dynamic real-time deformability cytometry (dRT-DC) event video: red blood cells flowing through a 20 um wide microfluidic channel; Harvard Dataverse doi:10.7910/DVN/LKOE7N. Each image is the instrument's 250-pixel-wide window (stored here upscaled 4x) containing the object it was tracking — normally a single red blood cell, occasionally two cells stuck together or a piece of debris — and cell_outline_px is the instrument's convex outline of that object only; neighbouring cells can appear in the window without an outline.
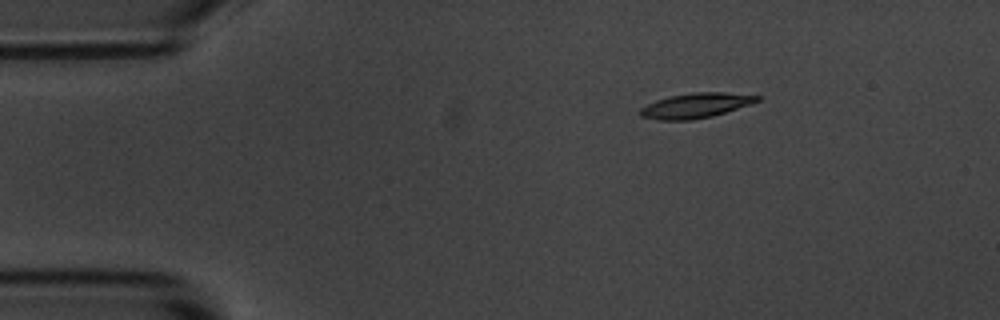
{"species": "common noctule bat (a hibernating species)", "species_latin": "Nyctalus noctula", "temperature_condition": "room temperature", "stored_images_in_passage": 4, "segment_of_instrument_passage": [1, 2], "camera_frame_rate_fps": 3000, "um_per_image_px": 0.085, "animal": {"sex": "male", "body_mass_g": 20.1, "forearm_length_mm": 53.5}, "frame": {"image": 1, "passage_image": 1, "time_ms": 0.0, "image_size_px": [1000, 320], "cell_outline_px": [[760, 100], [712, 116], [692, 120], [656, 120], [640, 116], [636, 112], [640, 108], [656, 100], [672, 96], [692, 92], [724, 92], [760, 96]], "centroid_in_image_um": [59.06, 8.98], "position_along_channel_um": 25.9, "area_um2": 16.82}}